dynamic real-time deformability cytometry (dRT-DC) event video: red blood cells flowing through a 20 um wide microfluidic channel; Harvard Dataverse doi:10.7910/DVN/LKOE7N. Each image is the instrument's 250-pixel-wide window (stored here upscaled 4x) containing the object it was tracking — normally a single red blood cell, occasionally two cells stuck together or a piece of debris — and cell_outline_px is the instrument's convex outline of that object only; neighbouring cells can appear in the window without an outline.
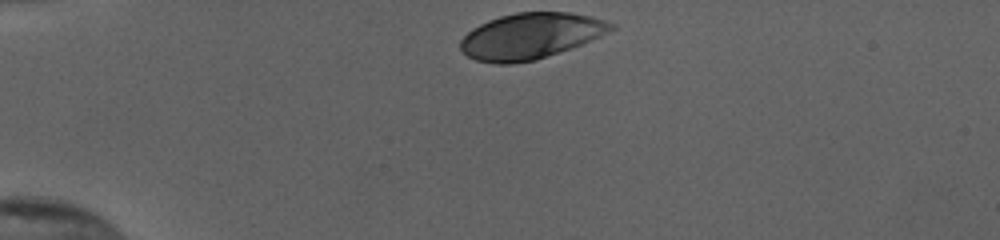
{"species": "human", "species_latin": "Homo sapiens", "temperature_condition": "cold", "stored_images_in_passage": 32, "camera_frame_rate_fps": 3000, "um_per_image_px": 0.085, "donor": {"sex": "female"}, "frame": {"image": 1, "passage_image": 1, "time_ms": 0.0, "image_size_px": [1000, 240], "cell_outline_px": [[616, 28], [600, 36], [580, 44], [536, 60], [512, 64], [496, 64], [476, 60], [468, 56], [460, 48], [460, 40], [472, 28], [488, 20], [500, 16], [516, 12], [568, 12], [592, 16], [616, 24]], "centroid_in_image_um": [45.09, 3.05], "position_along_channel_um": 39.9, "area_um2": 40.17}}
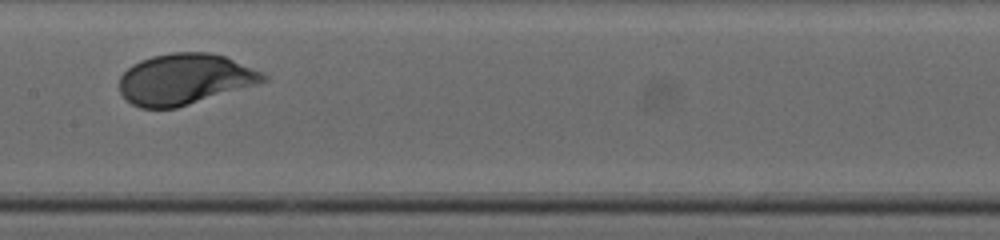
{"frame": {"image": 2, "passage_image": 17, "time_ms": 5.333, "image_size_px": [1000, 240], "cell_outline_px": [[268, 80], [176, 108], [140, 108], [132, 104], [120, 92], [120, 76], [132, 64], [140, 60], [152, 56], [172, 52], [208, 52], [224, 56], [264, 72], [268, 76]], "centroid_in_image_um": [15.69, 6.71], "position_along_channel_um": 191.7, "area_um2": 42.31}}
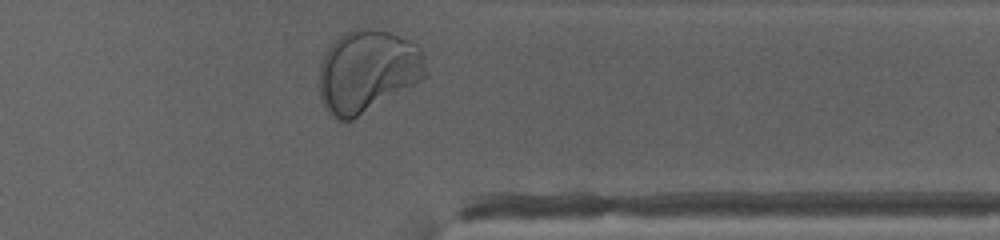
{"frame": {"image": 3, "passage_image": 32, "time_ms": 10.333, "image_size_px": [1000, 240], "cell_outline_px": [[428, 76], [352, 120], [344, 124], [336, 120], [324, 108], [320, 100], [316, 84], [320, 60], [328, 44], [344, 32], [356, 28], [372, 28], [388, 32], [400, 36], [416, 44], [424, 52], [428, 72]], "centroid_in_image_um": [31.17, 6.06], "position_along_channel_um": 380.2, "area_um2": 52.54}, "authors_computed_cell_mechanics": {"area_um2": 41.7605, "velocity_mm_per_s": 3.8058, "shape_relaxation_time_tau1_ms": 2.1195, "shape_relaxation_time_tau2_ms": null, "deformation_change_tau1": 0.1317, "deformation_change_tau2": null}}